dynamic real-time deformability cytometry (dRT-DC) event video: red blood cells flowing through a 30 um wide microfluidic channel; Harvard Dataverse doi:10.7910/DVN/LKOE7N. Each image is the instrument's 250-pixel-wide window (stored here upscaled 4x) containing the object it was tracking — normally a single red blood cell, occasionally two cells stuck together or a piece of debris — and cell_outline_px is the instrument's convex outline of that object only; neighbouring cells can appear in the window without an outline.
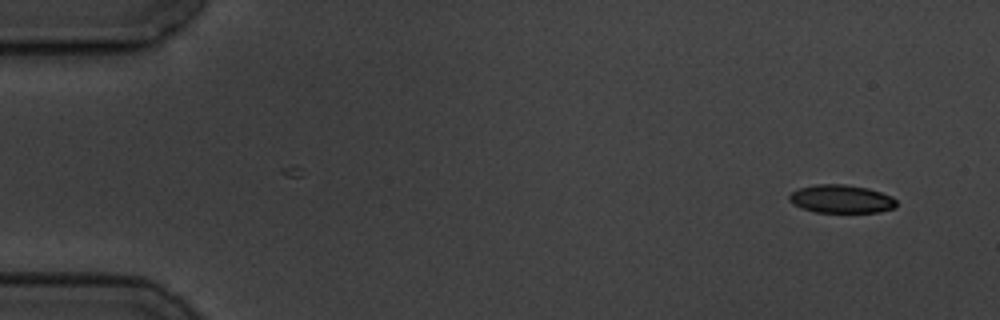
{"species": "common noctule bat (a hibernating species)", "species_latin": "Nyctalus noctula", "temperature_condition": "cold", "stored_images_in_passage": 7, "camera_frame_rate_fps": 3000, "um_per_image_px": 0.085, "animal": {"sex": "male", "body_mass_g": 19.5, "forearm_length_mm": 54.6}, "frame": {"image": 1, "passage_image": 1, "time_ms": 0.0, "image_size_px": [1000, 320], "cell_outline_px": [[896, 208], [880, 212], [816, 212], [792, 204], [788, 200], [788, 196], [792, 192], [800, 188], [816, 184], [844, 184], [868, 188], [892, 196], [896, 200]], "centroid_in_image_um": [71.52, 16.91], "position_along_channel_um": 13.5, "area_um2": 17.63}}
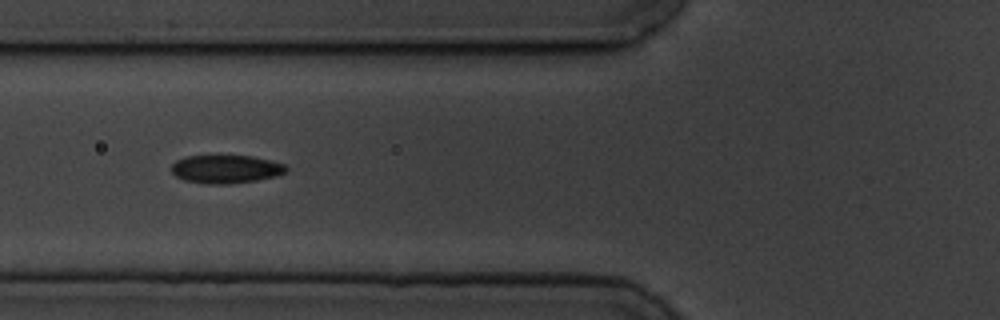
{"frame": {"image": 2, "passage_image": 6, "time_ms": 6.0, "image_size_px": [1000, 320], "cell_outline_px": [[288, 168], [284, 172], [276, 176], [256, 180], [228, 184], [208, 184], [184, 180], [176, 176], [172, 172], [172, 164], [176, 160], [184, 156], [252, 156], [284, 164]], "centroid_in_image_um": [19.17, 14.37], "position_along_channel_um": 106.6, "area_um2": 18.73}}
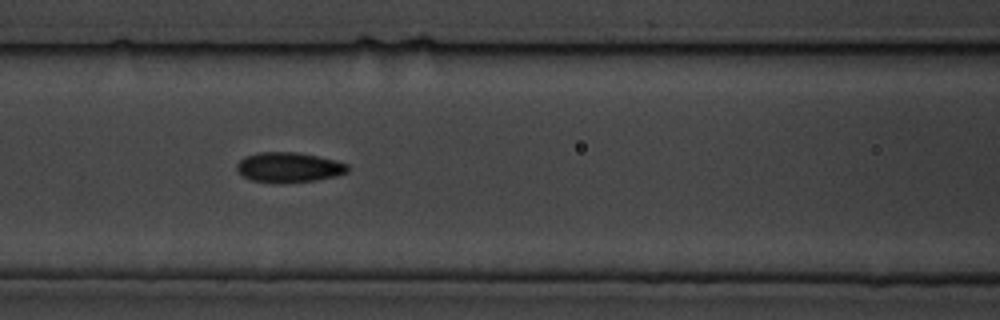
{"frame": {"image": 3, "passage_image": 7, "time_ms": 7.0, "image_size_px": [1000, 320], "cell_outline_px": [[348, 172], [336, 176], [316, 180], [252, 180], [244, 176], [236, 168], [236, 164], [244, 156], [256, 152], [300, 152], [336, 160], [348, 164]], "centroid_in_image_um": [24.58, 14.16], "position_along_channel_um": 142.0, "area_um2": 18.73}}